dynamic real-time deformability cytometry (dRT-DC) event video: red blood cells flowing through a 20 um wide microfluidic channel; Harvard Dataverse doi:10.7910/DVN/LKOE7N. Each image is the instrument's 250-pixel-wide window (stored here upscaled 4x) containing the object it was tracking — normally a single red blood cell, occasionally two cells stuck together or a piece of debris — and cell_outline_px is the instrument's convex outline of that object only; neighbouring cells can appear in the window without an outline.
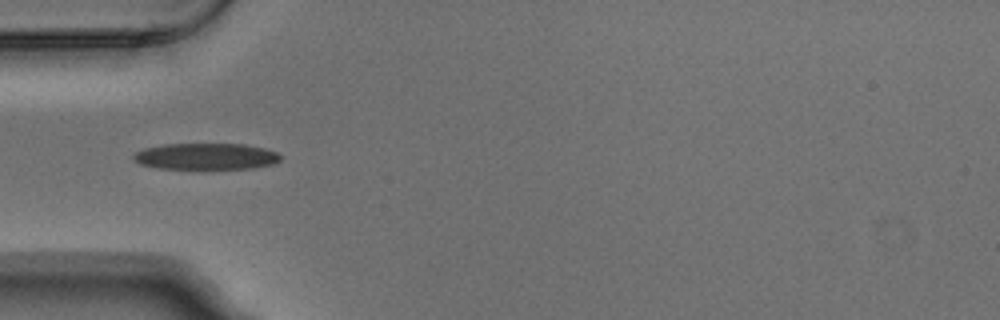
{"species": "Egyptian fruit bat (a non-hibernating species)", "species_latin": "Rousettus aegyptiacus", "temperature_condition": "warm", "stored_images_in_passage": 2, "camera_frame_rate_fps": 3000, "um_per_image_px": 0.085, "animal": {"sex": "male"}, "frame": {"image": 1, "passage_image": 1, "time_ms": 0.0, "image_size_px": [1000, 320], "cell_outline_px": [[284, 156], [280, 160], [272, 164], [252, 168], [160, 168], [140, 164], [132, 160], [132, 156], [136, 152], [144, 148], [164, 144], [244, 144], [264, 148], [276, 152]], "centroid_in_image_um": [17.51, 13.28], "position_along_channel_um": 67.5, "area_um2": 22.48}}
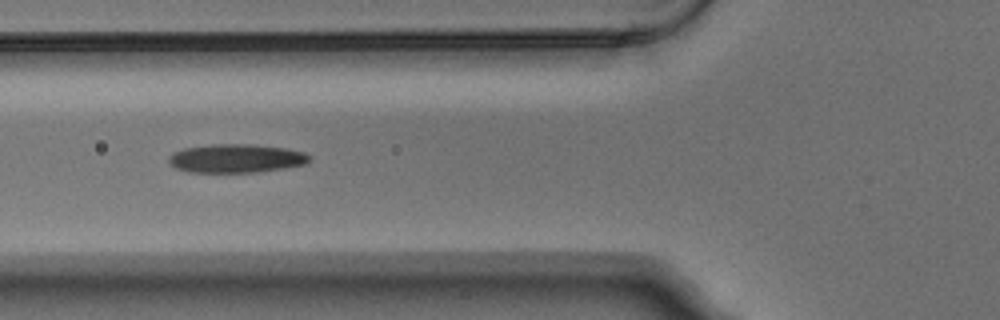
{"frame": {"image": 2, "passage_image": 2, "time_ms": 0.333, "image_size_px": [1000, 320], "cell_outline_px": [[312, 160], [304, 164], [284, 168], [256, 172], [188, 172], [176, 168], [168, 164], [168, 156], [172, 152], [184, 148], [212, 144], [252, 144], [288, 148], [304, 152], [312, 156]], "centroid_in_image_um": [20.07, 13.45], "position_along_channel_um": 105.7, "area_um2": 23.76}}